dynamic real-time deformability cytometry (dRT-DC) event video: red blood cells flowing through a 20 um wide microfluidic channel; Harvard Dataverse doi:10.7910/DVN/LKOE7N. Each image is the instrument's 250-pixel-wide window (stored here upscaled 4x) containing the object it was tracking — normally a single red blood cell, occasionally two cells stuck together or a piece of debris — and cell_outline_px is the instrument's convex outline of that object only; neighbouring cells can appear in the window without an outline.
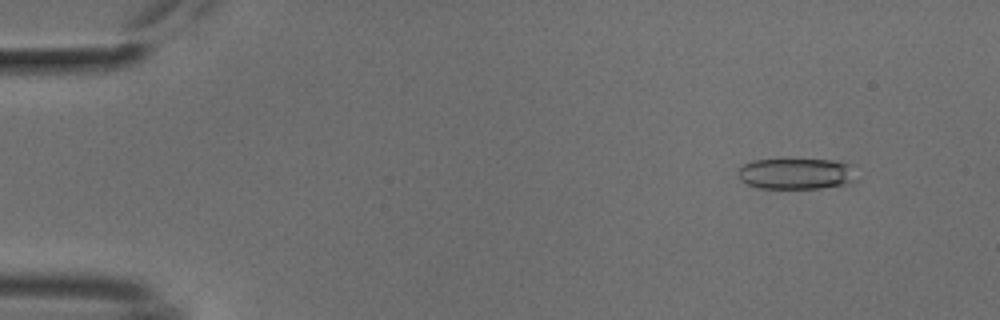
{"species": "common noctule bat (a hibernating species)", "species_latin": "Nyctalus noctula", "temperature_condition": "cold", "stored_images_in_passage": 11, "camera_frame_rate_fps": 3000, "um_per_image_px": 0.085, "animal": {"sex": "male", "body_mass_g": 18.8}, "frame": {"image": 1, "passage_image": 7, "time_ms": 2.0, "image_size_px": [1000, 320], "cell_outline_px": [[856, 180], [848, 184], [820, 188], [760, 188], [748, 184], [740, 180], [736, 172], [744, 164], [752, 160], [836, 160], [852, 164]], "centroid_in_image_um": [67.7, 14.77], "position_along_channel_um": 17.3, "area_um2": 21.5}}